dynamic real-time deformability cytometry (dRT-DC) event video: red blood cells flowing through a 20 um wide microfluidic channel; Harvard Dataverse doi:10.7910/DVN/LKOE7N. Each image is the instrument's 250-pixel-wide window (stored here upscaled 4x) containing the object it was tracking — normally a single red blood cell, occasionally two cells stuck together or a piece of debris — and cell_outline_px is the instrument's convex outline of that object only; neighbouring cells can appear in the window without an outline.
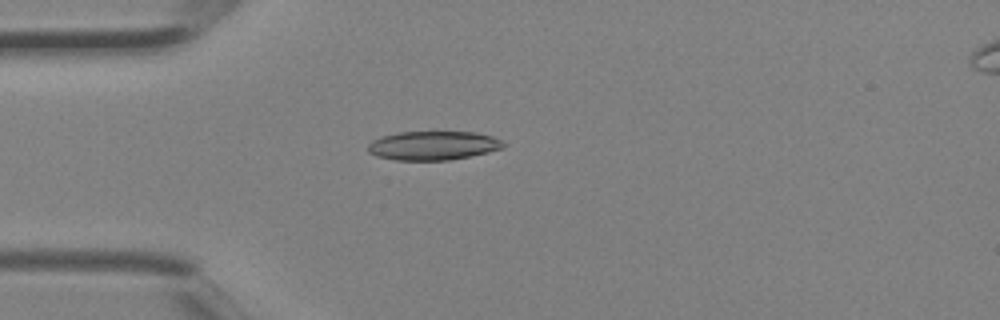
{"species": "Egyptian fruit bat (a non-hibernating species)", "species_latin": "Rousettus aegyptiacus", "temperature_condition": "room temperature", "stored_images_in_passage": 3, "camera_frame_rate_fps": 3000, "um_per_image_px": 0.085, "animal": {"sex": "female"}, "frame": {"image": 1, "passage_image": 2, "time_ms": 0.333, "image_size_px": [1000, 320], "cell_outline_px": [[504, 148], [488, 152], [448, 160], [396, 160], [376, 156], [368, 152], [368, 144], [372, 140], [380, 136], [396, 132], [432, 128], [476, 132], [492, 136], [500, 140], [504, 144]], "centroid_in_image_um": [36.78, 12.3], "position_along_channel_um": 48.2, "area_um2": 23.99}}